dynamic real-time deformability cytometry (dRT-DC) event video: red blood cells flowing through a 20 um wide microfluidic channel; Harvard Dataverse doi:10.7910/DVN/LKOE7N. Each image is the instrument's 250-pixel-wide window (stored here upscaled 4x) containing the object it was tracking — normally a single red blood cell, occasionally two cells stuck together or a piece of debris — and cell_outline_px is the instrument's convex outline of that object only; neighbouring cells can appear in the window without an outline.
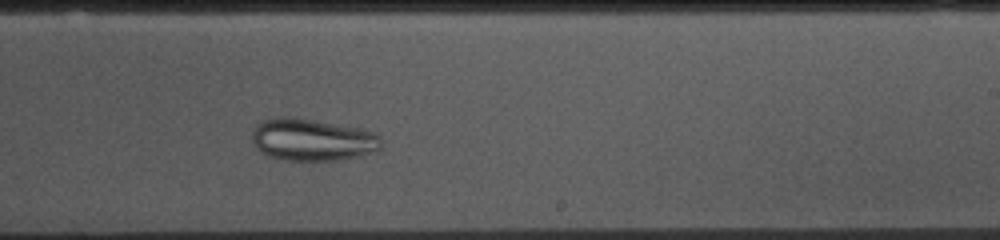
{"species": "common noctule bat (a hibernating species)", "species_latin": "Nyctalus noctula", "temperature_condition": "cold", "stored_images_in_passage": 41, "camera_frame_rate_fps": 3000, "um_per_image_px": 0.085, "animal": {"sex": "female", "body_mass_g": 10.0, "forearm_length_mm": 53.1}, "frame": {"image": 1, "passage_image": 27, "time_ms": 8.667, "image_size_px": [1000, 240], "cell_outline_px": [[384, 144], [376, 152], [360, 156], [340, 160], [284, 160], [268, 156], [256, 148], [252, 140], [252, 132], [260, 120], [276, 116], [284, 116], [312, 120], [360, 128], [372, 132], [380, 136]], "centroid_in_image_um": [26.55, 11.88], "position_along_channel_um": 262.4, "area_um2": 31.96}}
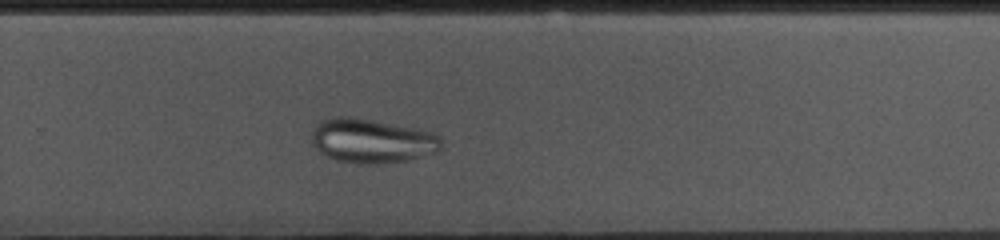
{"frame": {"image": 2, "passage_image": 30, "time_ms": 9.667, "image_size_px": [1000, 240], "cell_outline_px": [[440, 152], [408, 160], [368, 164], [364, 164], [340, 160], [328, 156], [320, 152], [312, 144], [312, 132], [316, 124], [320, 120], [332, 116], [348, 116], [420, 128], [432, 132], [440, 136]], "centroid_in_image_um": [31.63, 11.95], "position_along_channel_um": 298.2, "area_um2": 33.52}}
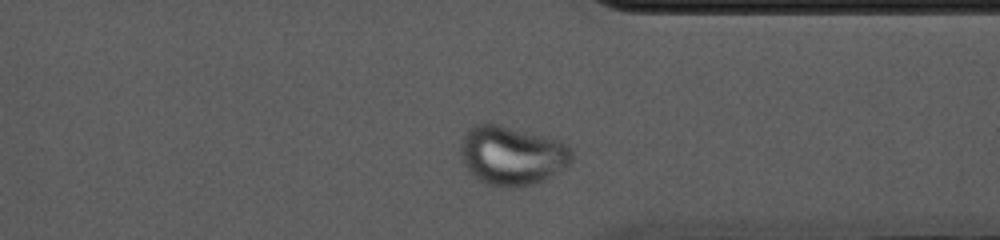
{"frame": {"image": 3, "passage_image": 36, "time_ms": 11.667, "image_size_px": [1000, 240], "cell_outline_px": [[572, 160], [568, 164], [544, 180], [520, 188], [508, 188], [488, 184], [480, 180], [468, 172], [460, 160], [460, 140], [464, 132], [468, 128], [476, 124], [500, 124], [548, 136], [560, 140], [568, 144], [572, 148]], "centroid_in_image_um": [43.48, 13.2], "position_along_channel_um": 367.9, "area_um2": 39.02}}